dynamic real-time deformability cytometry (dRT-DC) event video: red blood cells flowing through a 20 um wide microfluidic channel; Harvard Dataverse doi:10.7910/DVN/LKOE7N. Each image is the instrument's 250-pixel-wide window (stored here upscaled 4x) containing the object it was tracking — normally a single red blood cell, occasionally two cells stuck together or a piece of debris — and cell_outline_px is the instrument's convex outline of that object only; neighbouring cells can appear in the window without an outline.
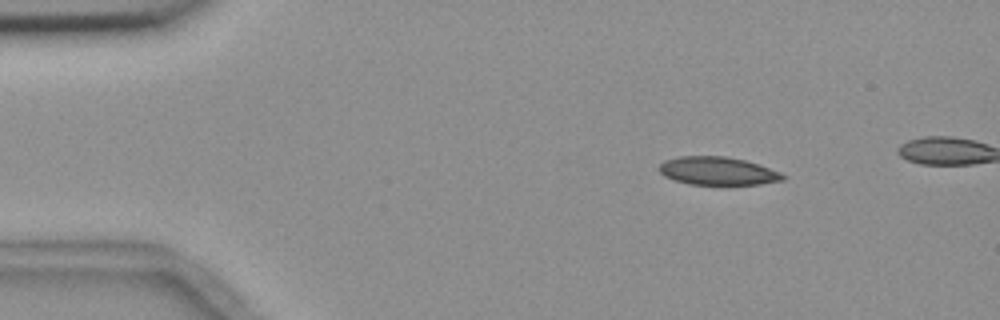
{"species": "common noctule bat (a hibernating species)", "species_latin": "Nyctalus noctula", "temperature_condition": "room temperature", "stored_images_in_passage": 12, "camera_frame_rate_fps": 3000, "um_per_image_px": 0.085, "animal": {"sex": "female", "body_mass_g": 18.4}, "frame": {"image": 1, "passage_image": 3, "time_ms": 0.667, "image_size_px": [1000, 320], "cell_outline_px": [[788, 176], [784, 180], [760, 184], [728, 188], [688, 184], [664, 176], [656, 168], [664, 160], [680, 156], [724, 156], [744, 160], [780, 172]], "centroid_in_image_um": [61.01, 14.59], "position_along_channel_um": 24.0, "area_um2": 21.21}}